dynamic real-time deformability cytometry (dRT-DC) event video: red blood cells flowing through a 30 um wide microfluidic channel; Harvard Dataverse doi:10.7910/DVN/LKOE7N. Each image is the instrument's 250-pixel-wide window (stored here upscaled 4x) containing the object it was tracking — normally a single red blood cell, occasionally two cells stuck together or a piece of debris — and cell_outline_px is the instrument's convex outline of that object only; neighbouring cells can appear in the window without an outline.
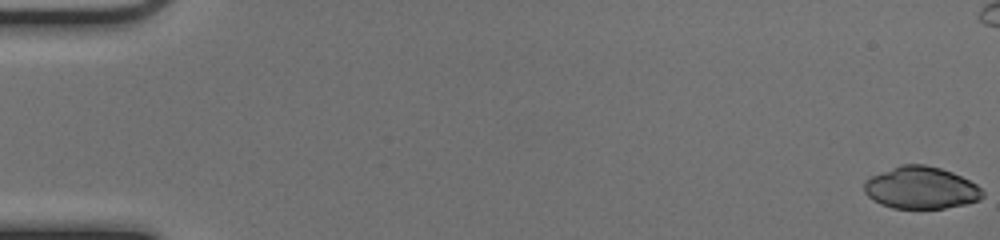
{"species": "common noctule bat (a hibernating species)", "species_latin": "Nyctalus noctula", "temperature_condition": "cold", "stored_images_in_passage": 54, "camera_frame_rate_fps": 3000, "um_per_image_px": 0.085, "animal": {"sex": "female", "body_mass_g": 17.0, "forearm_length_mm": 48.0}, "frame": {"image": 1, "passage_image": 1, "time_ms": 0.0, "image_size_px": [1000, 240], "cell_outline_px": [[984, 196], [980, 200], [964, 204], [944, 208], [892, 208], [880, 204], [872, 200], [864, 192], [864, 180], [872, 176], [900, 164], [924, 164], [940, 168], [952, 172], [976, 184], [984, 192]], "centroid_in_image_um": [78.27, 15.96], "position_along_channel_um": 6.7, "area_um2": 29.07}}
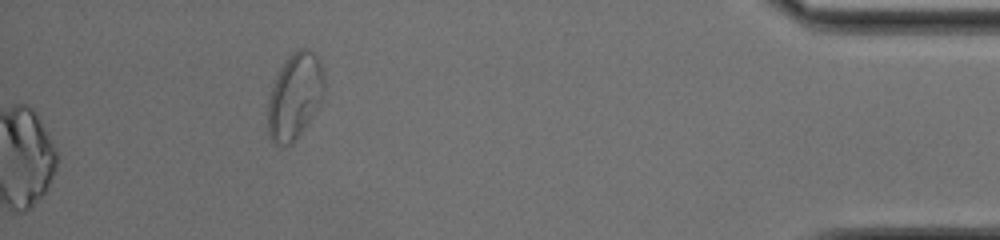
{"frame": {"image": 2, "passage_image": 54, "time_ms": 17.667, "image_size_px": [1000, 240], "cell_outline_px": [[324, 96], [308, 124], [296, 140], [284, 148], [276, 144], [268, 136], [268, 100], [276, 76], [280, 68], [288, 56], [292, 52], [300, 48], [308, 48], [316, 52], [320, 60], [324, 76]], "centroid_in_image_um": [25.07, 8.18], "position_along_channel_um": 410.1, "area_um2": 28.73}}